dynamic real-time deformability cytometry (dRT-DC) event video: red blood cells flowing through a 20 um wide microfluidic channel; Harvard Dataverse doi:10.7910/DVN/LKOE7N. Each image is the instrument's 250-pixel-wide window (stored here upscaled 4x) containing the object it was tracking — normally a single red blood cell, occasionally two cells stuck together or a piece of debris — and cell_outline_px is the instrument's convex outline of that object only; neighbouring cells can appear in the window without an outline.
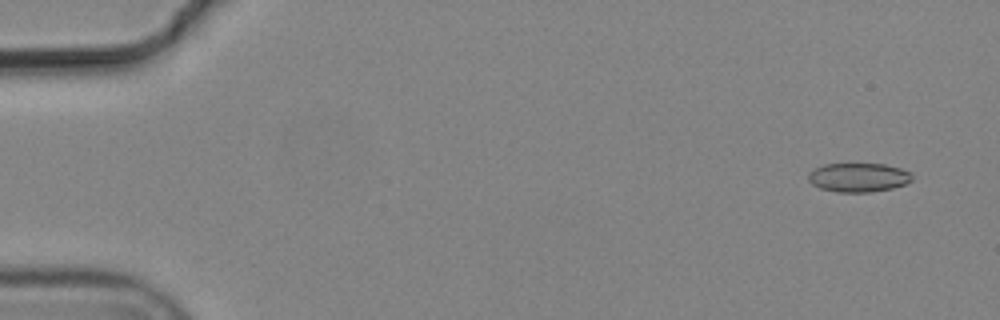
{"species": "common noctule bat (a hibernating species)", "species_latin": "Nyctalus noctula", "temperature_condition": "cold", "stored_images_in_passage": 5, "camera_frame_rate_fps": 3000, "um_per_image_px": 0.085, "animal": {"sex": "male", "body_mass_g": 19.2, "forearm_length_mm": 51.8}, "frame": {"image": 1, "passage_image": 1, "time_ms": 0.0, "image_size_px": [1000, 320], "cell_outline_px": [[912, 180], [904, 184], [892, 188], [872, 192], [836, 192], [820, 188], [812, 184], [808, 180], [808, 172], [824, 164], [884, 164], [900, 168], [912, 172]], "centroid_in_image_um": [72.96, 15.08], "position_along_channel_um": 12.0, "area_um2": 17.57}}
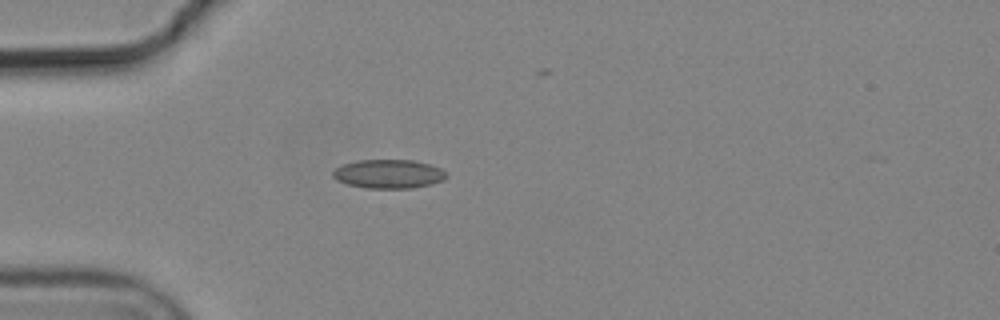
{"frame": {"image": 2, "passage_image": 4, "time_ms": 1.0, "image_size_px": [1000, 320], "cell_outline_px": [[448, 176], [444, 180], [432, 184], [412, 188], [368, 188], [348, 184], [336, 180], [332, 176], [332, 172], [336, 168], [344, 164], [356, 160], [412, 160], [428, 164], [440, 168], [448, 172]], "centroid_in_image_um": [33.06, 14.78], "position_along_channel_um": 51.9, "area_um2": 19.13}}